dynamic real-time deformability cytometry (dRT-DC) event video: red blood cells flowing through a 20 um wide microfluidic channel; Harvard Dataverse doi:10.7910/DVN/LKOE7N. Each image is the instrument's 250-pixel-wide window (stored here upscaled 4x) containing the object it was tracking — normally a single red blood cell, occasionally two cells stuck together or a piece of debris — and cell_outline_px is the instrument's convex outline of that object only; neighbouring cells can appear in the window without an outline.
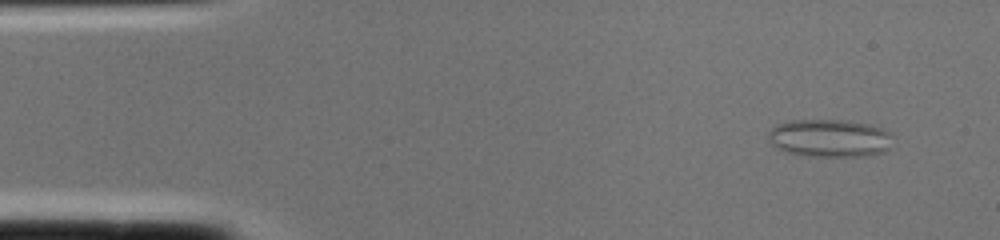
{"species": "common noctule bat (a hibernating species)", "species_latin": "Nyctalus noctula", "temperature_condition": "cold", "stored_images_in_passage": 2, "camera_frame_rate_fps": 3000, "um_per_image_px": 0.085, "animal": {"sex": "female", "body_mass_g": 22.0, "forearm_length_mm": 56.7}, "frame": {"image": 1, "passage_image": 1, "time_ms": 0.0, "image_size_px": [1000, 240], "cell_outline_px": [[892, 136], [888, 148], [884, 152], [872, 156], [804, 156], [788, 152], [776, 148], [768, 140], [768, 132], [776, 124], [788, 120], [844, 120], [868, 124], [880, 128], [888, 132]], "centroid_in_image_um": [70.48, 11.75], "position_along_channel_um": 14.5, "area_um2": 27.57}}